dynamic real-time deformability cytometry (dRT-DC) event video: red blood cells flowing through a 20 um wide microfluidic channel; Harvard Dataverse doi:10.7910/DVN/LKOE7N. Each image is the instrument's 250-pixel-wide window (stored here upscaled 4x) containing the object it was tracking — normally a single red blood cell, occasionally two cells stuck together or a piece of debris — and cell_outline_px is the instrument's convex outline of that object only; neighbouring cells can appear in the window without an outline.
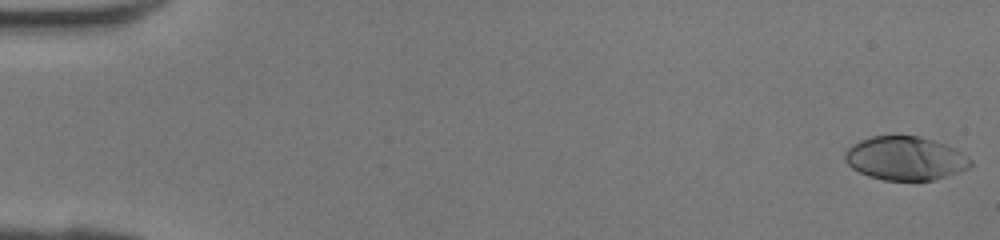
{"species": "human", "species_latin": "Homo sapiens", "temperature_condition": "room temperature", "stored_images_in_passage": 42, "camera_frame_rate_fps": 3000, "um_per_image_px": 0.085, "donor": {"sex": "female"}, "frame": {"image": 1, "passage_image": 1, "time_ms": 0.0, "image_size_px": [1000, 240], "cell_outline_px": [[972, 164], [968, 168], [960, 172], [932, 180], [884, 180], [868, 176], [852, 168], [844, 160], [844, 152], [852, 144], [860, 140], [872, 136], [920, 136], [944, 144], [968, 156], [972, 160]], "centroid_in_image_um": [76.93, 13.46], "position_along_channel_um": 8.1, "area_um2": 31.85}}
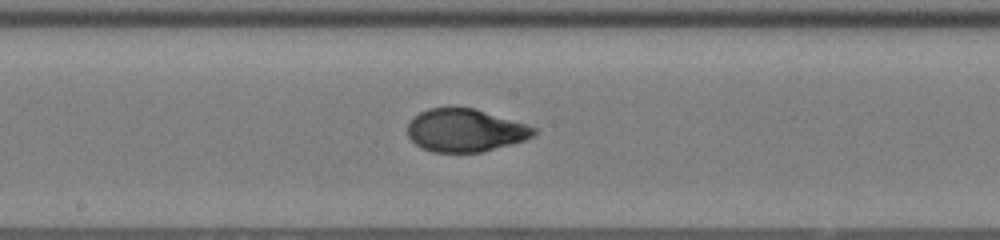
{"frame": {"image": 2, "passage_image": 23, "time_ms": 7.333, "image_size_px": [1000, 240], "cell_outline_px": [[536, 132], [532, 136], [524, 140], [480, 152], [432, 152], [416, 144], [408, 136], [408, 124], [420, 112], [428, 108], [476, 108], [536, 128]], "centroid_in_image_um": [39.52, 11.08], "position_along_channel_um": 208.7, "area_um2": 30.98}}
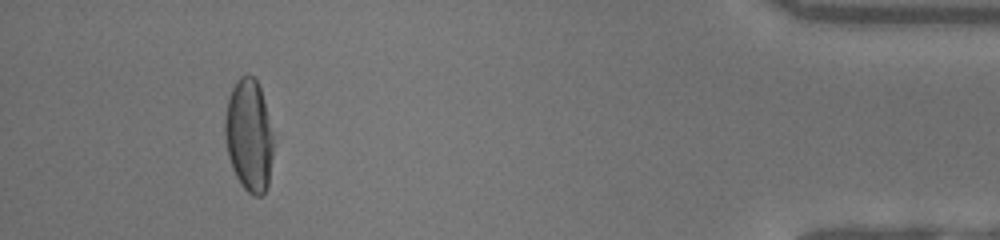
{"frame": {"image": 3, "passage_image": 39, "time_ms": 12.667, "image_size_px": [1000, 240], "cell_outline_px": [[276, 136], [268, 184], [264, 192], [260, 196], [252, 196], [240, 184], [232, 168], [228, 156], [224, 136], [224, 116], [228, 100], [232, 88], [236, 80], [240, 76], [252, 76], [256, 80], [260, 88], [276, 132]], "centroid_in_image_um": [21.2, 11.51], "position_along_channel_um": 414.0, "area_um2": 32.66}}